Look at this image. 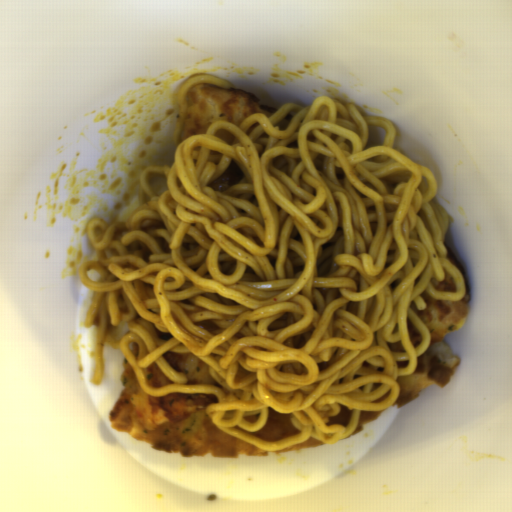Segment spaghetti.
<instances>
[{"instance_id":"1","label":"spaghetti","mask_w":512,"mask_h":512,"mask_svg":"<svg viewBox=\"0 0 512 512\" xmlns=\"http://www.w3.org/2000/svg\"><path fill=\"white\" fill-rule=\"evenodd\" d=\"M199 84L235 88L203 72L182 81L171 165L141 169L136 205L86 225L95 257L79 264V282L92 291L91 380H103L106 341L145 392L215 395L212 423L265 451L345 440L361 411L393 405L397 378L417 370L430 344L412 302L426 309L424 291L465 296L437 178L394 147L391 120L329 96L181 138ZM232 161L239 183L210 188ZM447 272L456 290L437 292L430 281ZM169 350L205 361L221 386L186 383L162 357ZM153 362L173 384H147ZM341 406L353 411L348 425H328ZM272 407L292 413L300 433L255 437Z\"/></svg>"}]
</instances>
